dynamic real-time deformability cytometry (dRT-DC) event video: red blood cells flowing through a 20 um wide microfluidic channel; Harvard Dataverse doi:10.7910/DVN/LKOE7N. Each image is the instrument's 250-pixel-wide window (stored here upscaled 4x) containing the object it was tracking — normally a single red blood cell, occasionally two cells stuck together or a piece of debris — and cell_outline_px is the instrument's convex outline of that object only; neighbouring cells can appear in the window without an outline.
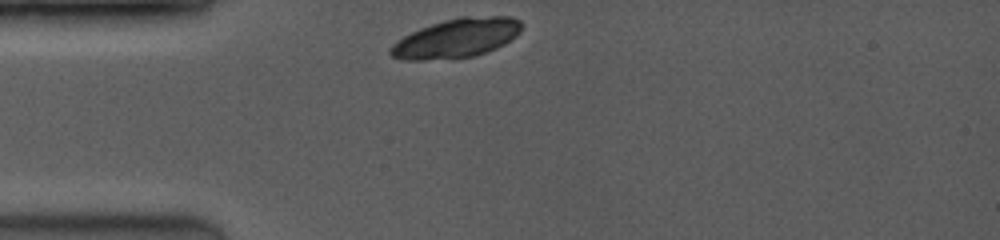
{"species": "common noctule bat (a hibernating species)", "species_latin": "Nyctalus noctula", "temperature_condition": "room temperature", "stored_images_in_passage": 38, "camera_frame_rate_fps": 3500, "um_per_image_px": 0.085, "animal": {"sex": "female", "body_mass_g": 19.0, "forearm_length_mm": 53.3}, "frame": {"image": 1, "passage_image": 1, "time_ms": 0.0, "image_size_px": [1000, 240], "cell_outline_px": [[524, 24], [520, 32], [516, 36], [504, 44], [496, 48], [476, 56], [424, 60], [404, 60], [392, 56], [388, 52], [388, 48], [396, 40], [420, 28], [444, 20], [460, 16], [512, 16], [520, 20]], "centroid_in_image_um": [38.82, 3.23], "position_along_channel_um": 46.2, "area_um2": 30.11}}
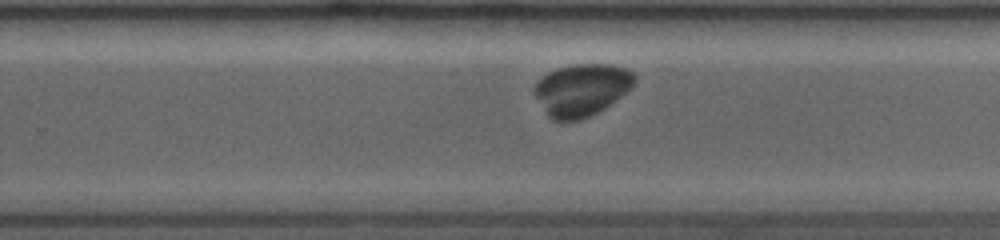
{"frame": {"image": 2, "passage_image": 25, "time_ms": 6.286, "image_size_px": [1000, 240], "cell_outline_px": [[636, 80], [632, 88], [604, 108], [580, 120], [552, 120], [548, 116], [532, 92], [532, 88], [536, 80], [548, 72], [572, 64], [612, 64], [624, 68], [632, 72], [636, 76]], "centroid_in_image_um": [49.41, 7.62], "position_along_channel_um": 280.4, "area_um2": 30.52}}
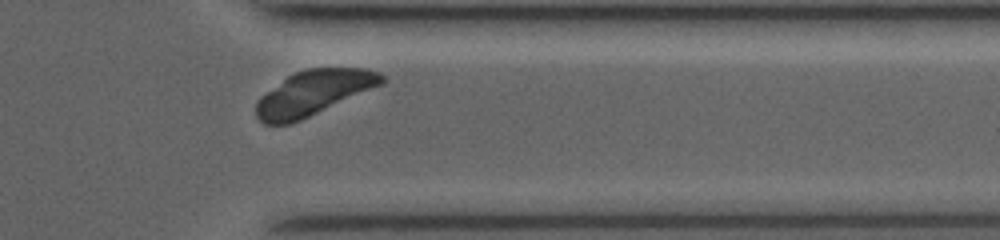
{"frame": {"image": 3, "passage_image": 33, "time_ms": 8.857, "image_size_px": [1000, 240], "cell_outline_px": [[388, 80], [384, 84], [300, 120], [288, 124], [264, 124], [256, 116], [256, 100], [260, 96], [288, 76], [296, 72], [308, 68], [368, 68], [380, 72]], "centroid_in_image_um": [26.69, 7.88], "position_along_channel_um": 384.7, "area_um2": 32.77}}